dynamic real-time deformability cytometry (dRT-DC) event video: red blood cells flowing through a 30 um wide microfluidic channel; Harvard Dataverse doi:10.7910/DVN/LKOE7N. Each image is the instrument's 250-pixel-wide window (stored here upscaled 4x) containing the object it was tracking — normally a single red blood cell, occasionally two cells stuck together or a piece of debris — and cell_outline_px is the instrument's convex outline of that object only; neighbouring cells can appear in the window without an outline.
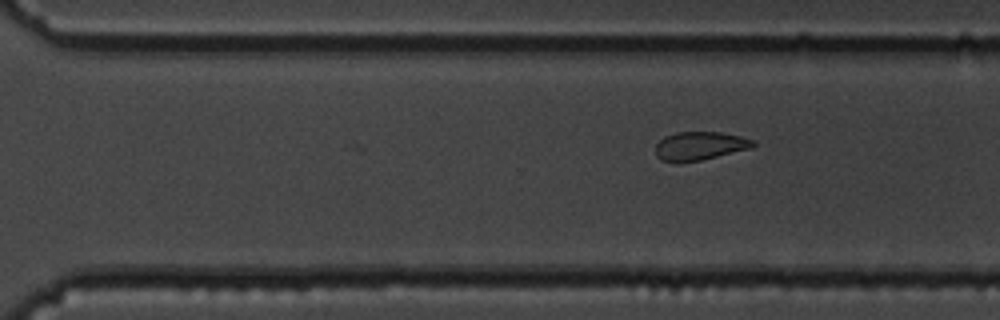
{"species": "common noctule bat (a hibernating species)", "species_latin": "Nyctalus noctula", "temperature_condition": "cold", "stored_images_in_passage": 21, "camera_frame_rate_fps": 3000, "um_per_image_px": 0.085, "animal": {"sex": "male", "body_mass_g": 19.5, "forearm_length_mm": 54.6}, "frame": {"image": 1, "passage_image": 21, "time_ms": 6.667, "image_size_px": [1000, 320], "cell_outline_px": [[756, 144], [752, 148], [700, 160], [676, 164], [660, 160], [656, 156], [656, 144], [664, 136], [676, 132], [720, 132], [740, 136], [752, 140]], "centroid_in_image_um": [59.43, 12.42], "position_along_channel_um": 311.2, "area_um2": 16.36}}